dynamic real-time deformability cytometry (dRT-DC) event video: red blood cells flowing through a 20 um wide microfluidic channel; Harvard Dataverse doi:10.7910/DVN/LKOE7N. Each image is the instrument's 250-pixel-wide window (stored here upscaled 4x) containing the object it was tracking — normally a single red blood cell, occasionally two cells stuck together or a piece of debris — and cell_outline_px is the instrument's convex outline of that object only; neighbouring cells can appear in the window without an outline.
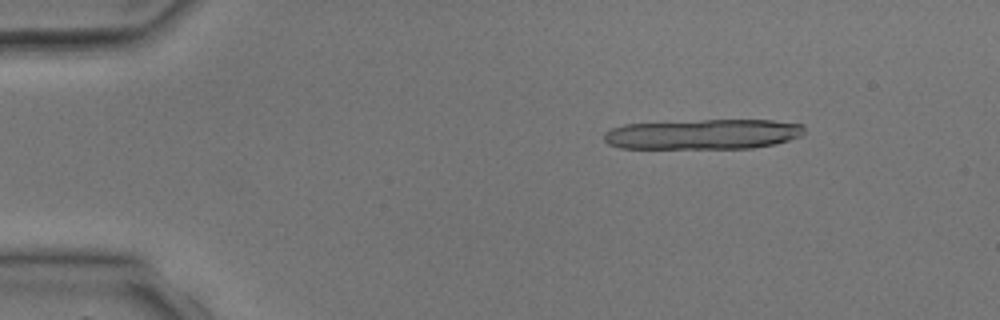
{"species": "common noctule bat (a hibernating species)", "species_latin": "Nyctalus noctula", "temperature_condition": "room temperature", "stored_images_in_passage": 4, "camera_frame_rate_fps": 3000, "um_per_image_px": 0.085, "animal": {"sex": "male", "body_mass_g": 17.9, "forearm_length_mm": 54.2}, "frame": {"image": 1, "passage_image": 2, "time_ms": 1.0, "image_size_px": [1000, 320], "cell_outline_px": [[804, 132], [800, 136], [776, 144], [752, 148], [620, 148], [608, 144], [604, 140], [604, 132], [612, 128], [624, 124], [704, 120], [772, 120], [804, 124]], "centroid_in_image_um": [59.77, 11.41], "position_along_channel_um": 25.2, "area_um2": 35.26}}
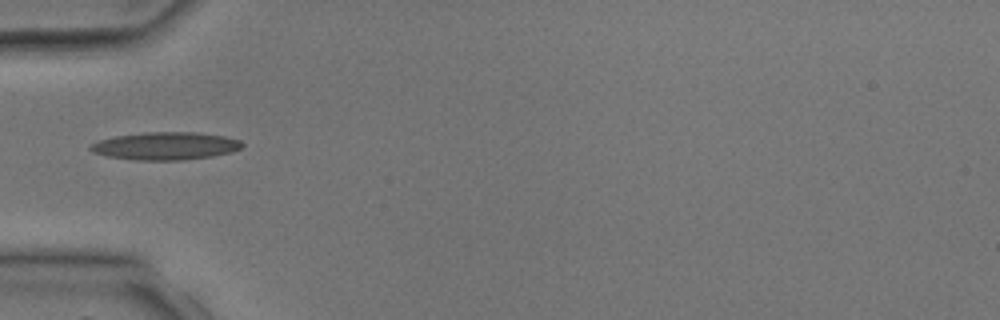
{"frame": {"image": 2, "passage_image": 4, "time_ms": 3.667, "image_size_px": [1000, 320], "cell_outline_px": [[244, 144], [240, 148], [232, 152], [212, 156], [184, 160], [136, 160], [108, 156], [92, 152], [88, 148], [92, 144], [100, 140], [116, 136], [148, 132], [196, 132], [224, 136], [240, 140]], "centroid_in_image_um": [14.09, 12.41], "position_along_channel_um": 70.9, "area_um2": 24.39}}